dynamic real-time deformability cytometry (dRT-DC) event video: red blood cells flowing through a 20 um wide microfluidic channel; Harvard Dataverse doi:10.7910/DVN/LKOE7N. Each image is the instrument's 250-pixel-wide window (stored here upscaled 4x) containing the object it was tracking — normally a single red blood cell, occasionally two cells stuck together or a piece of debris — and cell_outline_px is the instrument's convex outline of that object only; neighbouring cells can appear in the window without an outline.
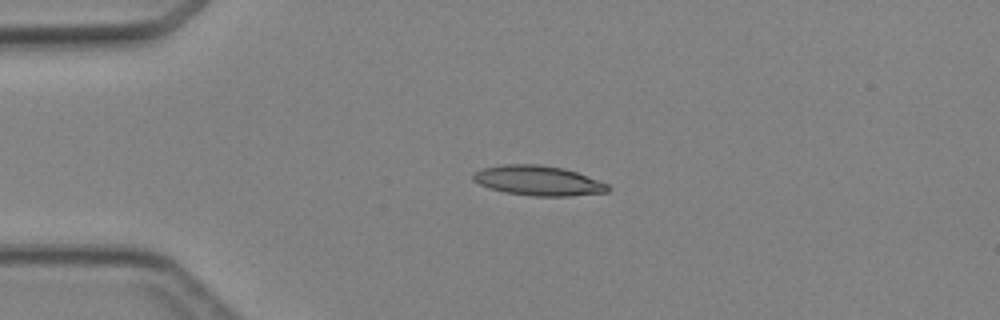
{"species": "Egyptian fruit bat (a non-hibernating species)", "species_latin": "Rousettus aegyptiacus", "temperature_condition": "cold", "stored_images_in_passage": 2, "camera_frame_rate_fps": 3000, "um_per_image_px": 0.085, "animal": {"sex": "female"}, "frame": {"image": 1, "passage_image": 1, "time_ms": 0.0, "image_size_px": [1000, 320], "cell_outline_px": [[612, 188], [608, 192], [572, 196], [532, 196], [504, 192], [488, 188], [472, 180], [472, 172], [484, 168], [504, 164], [540, 164], [564, 168], [576, 172], [608, 184]], "centroid_in_image_um": [45.74, 15.36], "position_along_channel_um": 39.3, "area_um2": 23.64}}